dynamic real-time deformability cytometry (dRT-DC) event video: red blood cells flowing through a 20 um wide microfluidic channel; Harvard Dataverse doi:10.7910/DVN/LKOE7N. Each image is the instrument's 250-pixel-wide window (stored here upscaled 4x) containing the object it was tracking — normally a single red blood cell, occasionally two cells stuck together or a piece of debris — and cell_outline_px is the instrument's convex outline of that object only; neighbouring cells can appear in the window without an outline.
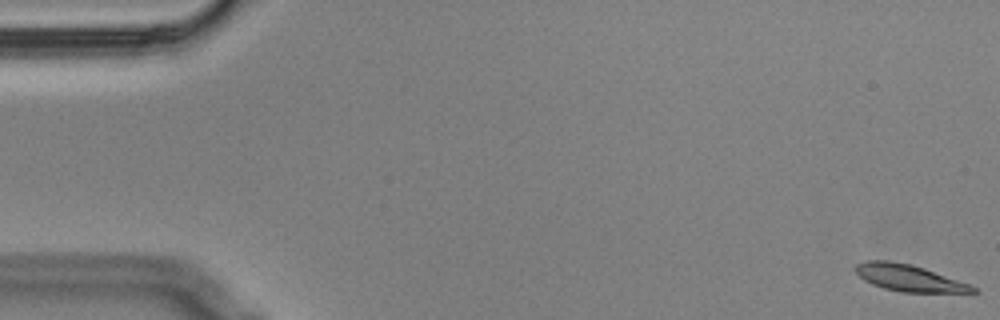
{"species": "Egyptian fruit bat (a non-hibernating species)", "species_latin": "Rousettus aegyptiacus", "temperature_condition": "cold", "stored_images_in_passage": 58, "segment_of_instrument_passage": [1, 2], "camera_frame_rate_fps": 3000, "um_per_image_px": 0.085, "animal": {"sex": "male"}, "frame": {"image": 1, "passage_image": 1, "time_ms": 0.0, "image_size_px": [1000, 320], "cell_outline_px": [[980, 292], [900, 292], [884, 288], [872, 284], [864, 280], [852, 268], [856, 264], [868, 260], [888, 260], [912, 264], [972, 284]], "centroid_in_image_um": [77.27, 23.62], "position_along_channel_um": 7.7, "area_um2": 18.32}}
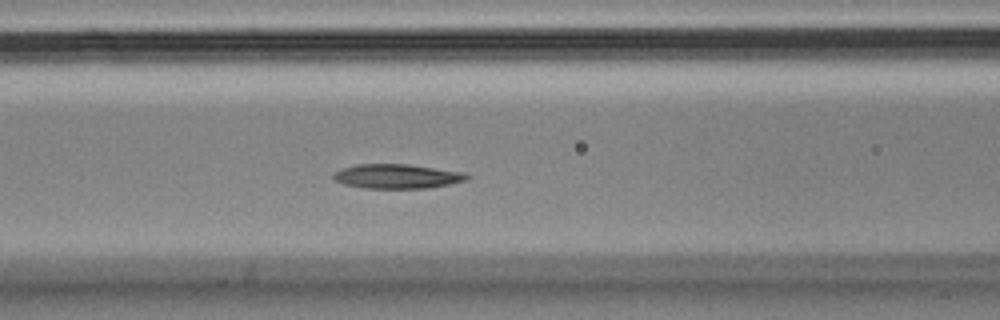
{"frame": {"image": 2, "passage_image": 24, "time_ms": 7.667, "image_size_px": [1000, 320], "cell_outline_px": [[472, 176], [464, 180], [448, 184], [428, 188], [364, 188], [344, 184], [332, 180], [332, 176], [336, 172], [344, 168], [356, 164], [408, 164], [464, 172]], "centroid_in_image_um": [33.73, 14.98], "position_along_channel_um": 132.9, "area_um2": 18.9}}
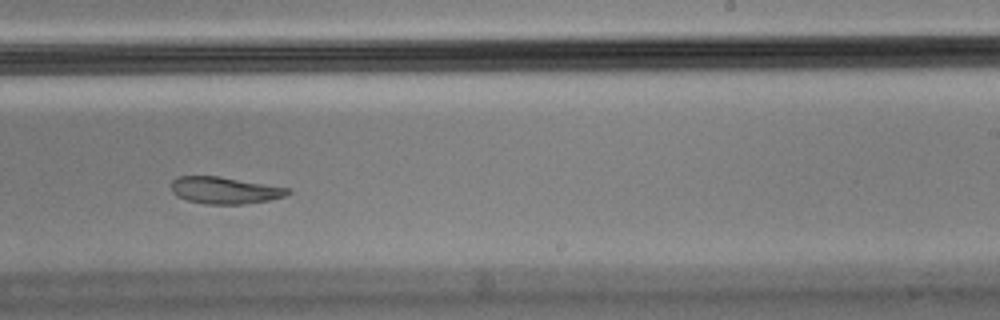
{"frame": {"image": 3, "passage_image": 36, "time_ms": 11.667, "image_size_px": [1000, 320], "cell_outline_px": [[292, 192], [284, 196], [268, 200], [244, 204], [204, 204], [188, 200], [176, 196], [172, 192], [172, 180], [176, 176], [220, 176], [288, 188]], "centroid_in_image_um": [19.07, 16.17], "position_along_channel_um": 269.9, "area_um2": 18.21}}